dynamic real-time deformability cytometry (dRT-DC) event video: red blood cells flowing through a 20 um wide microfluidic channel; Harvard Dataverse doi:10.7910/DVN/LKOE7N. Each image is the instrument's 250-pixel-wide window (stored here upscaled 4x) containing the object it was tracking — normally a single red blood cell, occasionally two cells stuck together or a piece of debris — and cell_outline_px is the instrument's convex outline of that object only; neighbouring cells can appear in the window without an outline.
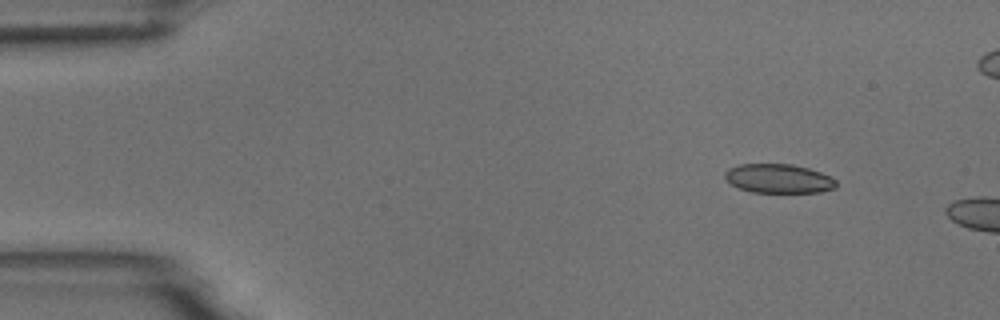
{"species": "common noctule bat (a hibernating species)", "species_latin": "Nyctalus noctula", "temperature_condition": "room temperature", "stored_images_in_passage": 4, "camera_frame_rate_fps": 3000, "um_per_image_px": 0.085, "animal": {"sex": "male", "body_mass_g": 18.8}, "frame": {"image": 1, "passage_image": 2, "time_ms": 1.333, "image_size_px": [1000, 320], "cell_outline_px": [[836, 188], [820, 192], [752, 192], [740, 188], [724, 180], [724, 172], [728, 168], [740, 164], [792, 164], [808, 168], [832, 176], [836, 180]], "centroid_in_image_um": [66.18, 15.17], "position_along_channel_um": 18.8, "area_um2": 18.96}}